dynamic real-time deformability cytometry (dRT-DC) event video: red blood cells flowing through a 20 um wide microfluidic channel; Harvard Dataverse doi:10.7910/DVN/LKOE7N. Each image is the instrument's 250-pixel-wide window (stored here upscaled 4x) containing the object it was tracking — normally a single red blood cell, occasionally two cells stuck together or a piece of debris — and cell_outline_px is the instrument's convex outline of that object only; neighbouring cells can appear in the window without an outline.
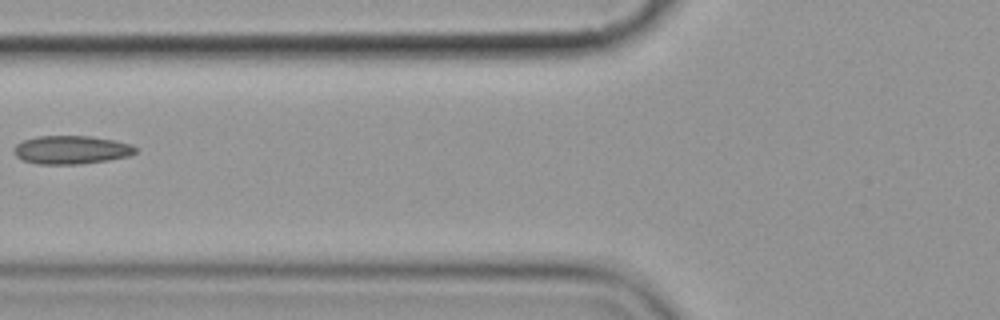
{"species": "common noctule bat (a hibernating species)", "species_latin": "Nyctalus noctula", "temperature_condition": "cold", "stored_images_in_passage": 4, "camera_frame_rate_fps": 3000, "um_per_image_px": 0.085, "animal": {"sex": "female", "body_mass_g": 19.9}, "frame": {"image": 1, "passage_image": 4, "time_ms": 3.667, "image_size_px": [1000, 320], "cell_outline_px": [[136, 152], [128, 156], [108, 160], [76, 164], [36, 164], [20, 160], [12, 152], [12, 148], [16, 144], [24, 140], [36, 136], [92, 136], [132, 144], [136, 148]], "centroid_in_image_um": [6.0, 12.73], "position_along_channel_um": 119.8, "area_um2": 20.23}}